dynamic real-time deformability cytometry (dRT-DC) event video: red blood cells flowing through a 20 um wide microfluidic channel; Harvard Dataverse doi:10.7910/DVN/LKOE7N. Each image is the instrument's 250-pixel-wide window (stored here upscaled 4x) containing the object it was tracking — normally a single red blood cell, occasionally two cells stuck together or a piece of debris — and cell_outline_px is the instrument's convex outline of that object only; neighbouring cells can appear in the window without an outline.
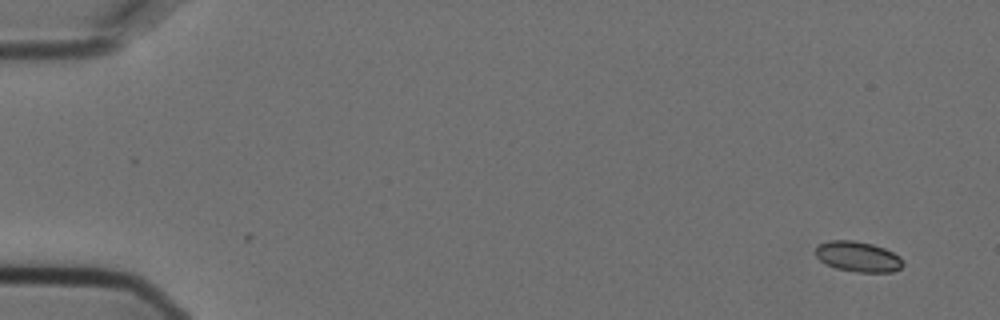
{"species": "Egyptian fruit bat (a non-hibernating species)", "species_latin": "Rousettus aegyptiacus", "temperature_condition": "cold", "stored_images_in_passage": 55, "camera_frame_rate_fps": 3000, "um_per_image_px": 0.085, "animal": {"sex": "female"}, "frame": {"image": 1, "passage_image": 1, "time_ms": 0.0, "image_size_px": [1000, 320], "cell_outline_px": [[904, 264], [900, 268], [892, 272], [856, 272], [836, 268], [820, 260], [816, 256], [816, 248], [820, 244], [828, 240], [856, 240], [872, 244], [884, 248], [900, 256], [904, 260]], "centroid_in_image_um": [72.96, 21.81], "position_along_channel_um": 12.0, "area_um2": 15.49}}
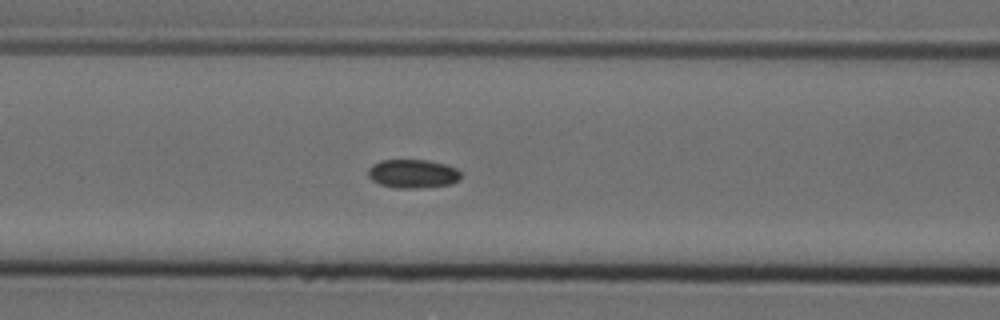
{"frame": {"image": 2, "passage_image": 22, "time_ms": 7.0, "image_size_px": [1000, 320], "cell_outline_px": [[460, 180], [452, 184], [416, 188], [396, 188], [380, 184], [372, 180], [368, 176], [368, 168], [372, 164], [380, 160], [428, 160], [444, 164], [456, 168], [460, 172]], "centroid_in_image_um": [35.08, 14.76], "position_along_channel_um": 131.5, "area_um2": 15.55}}
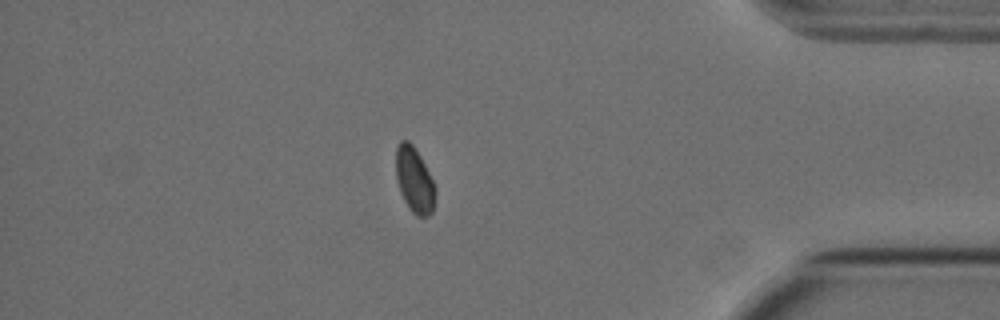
{"frame": {"image": 3, "passage_image": 47, "time_ms": 15.333, "image_size_px": [1000, 320], "cell_outline_px": [[436, 192], [432, 212], [428, 216], [416, 216], [408, 208], [400, 192], [396, 180], [396, 148], [400, 140], [408, 140], [412, 144], [420, 156], [436, 188]], "centroid_in_image_um": [35.21, 15.31], "position_along_channel_um": 400.0, "area_um2": 15.03}}